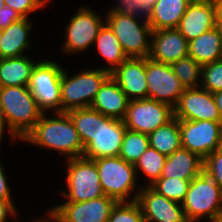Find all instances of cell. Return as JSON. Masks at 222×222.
Returning a JSON list of instances; mask_svg holds the SVG:
<instances>
[{
	"mask_svg": "<svg viewBox=\"0 0 222 222\" xmlns=\"http://www.w3.org/2000/svg\"><path fill=\"white\" fill-rule=\"evenodd\" d=\"M129 100L147 99L146 58H127L112 73Z\"/></svg>",
	"mask_w": 222,
	"mask_h": 222,
	"instance_id": "cell-17",
	"label": "cell"
},
{
	"mask_svg": "<svg viewBox=\"0 0 222 222\" xmlns=\"http://www.w3.org/2000/svg\"><path fill=\"white\" fill-rule=\"evenodd\" d=\"M5 7V1L0 0V10H2Z\"/></svg>",
	"mask_w": 222,
	"mask_h": 222,
	"instance_id": "cell-44",
	"label": "cell"
},
{
	"mask_svg": "<svg viewBox=\"0 0 222 222\" xmlns=\"http://www.w3.org/2000/svg\"><path fill=\"white\" fill-rule=\"evenodd\" d=\"M192 0H158L149 10L146 18L153 31L177 28Z\"/></svg>",
	"mask_w": 222,
	"mask_h": 222,
	"instance_id": "cell-22",
	"label": "cell"
},
{
	"mask_svg": "<svg viewBox=\"0 0 222 222\" xmlns=\"http://www.w3.org/2000/svg\"><path fill=\"white\" fill-rule=\"evenodd\" d=\"M203 171L222 189V147L204 159Z\"/></svg>",
	"mask_w": 222,
	"mask_h": 222,
	"instance_id": "cell-34",
	"label": "cell"
},
{
	"mask_svg": "<svg viewBox=\"0 0 222 222\" xmlns=\"http://www.w3.org/2000/svg\"><path fill=\"white\" fill-rule=\"evenodd\" d=\"M35 61L26 55L0 60V87L28 86Z\"/></svg>",
	"mask_w": 222,
	"mask_h": 222,
	"instance_id": "cell-25",
	"label": "cell"
},
{
	"mask_svg": "<svg viewBox=\"0 0 222 222\" xmlns=\"http://www.w3.org/2000/svg\"><path fill=\"white\" fill-rule=\"evenodd\" d=\"M98 54L110 64L104 69L112 73L128 57L124 53L121 44L109 26L104 23L94 41Z\"/></svg>",
	"mask_w": 222,
	"mask_h": 222,
	"instance_id": "cell-26",
	"label": "cell"
},
{
	"mask_svg": "<svg viewBox=\"0 0 222 222\" xmlns=\"http://www.w3.org/2000/svg\"><path fill=\"white\" fill-rule=\"evenodd\" d=\"M181 147L203 160L222 147V122L179 120Z\"/></svg>",
	"mask_w": 222,
	"mask_h": 222,
	"instance_id": "cell-11",
	"label": "cell"
},
{
	"mask_svg": "<svg viewBox=\"0 0 222 222\" xmlns=\"http://www.w3.org/2000/svg\"><path fill=\"white\" fill-rule=\"evenodd\" d=\"M107 12L104 21L118 38L126 56L148 58L151 41L147 37H151L153 30L147 21L146 14L119 4L109 8ZM138 17L143 18L142 24L137 21Z\"/></svg>",
	"mask_w": 222,
	"mask_h": 222,
	"instance_id": "cell-2",
	"label": "cell"
},
{
	"mask_svg": "<svg viewBox=\"0 0 222 222\" xmlns=\"http://www.w3.org/2000/svg\"><path fill=\"white\" fill-rule=\"evenodd\" d=\"M4 168H2L0 163V200L3 201H14L12 200L11 192L9 185L7 183V178L5 177V172L3 171Z\"/></svg>",
	"mask_w": 222,
	"mask_h": 222,
	"instance_id": "cell-39",
	"label": "cell"
},
{
	"mask_svg": "<svg viewBox=\"0 0 222 222\" xmlns=\"http://www.w3.org/2000/svg\"><path fill=\"white\" fill-rule=\"evenodd\" d=\"M64 68L54 61H40L32 69L28 89L39 109L61 113V77Z\"/></svg>",
	"mask_w": 222,
	"mask_h": 222,
	"instance_id": "cell-8",
	"label": "cell"
},
{
	"mask_svg": "<svg viewBox=\"0 0 222 222\" xmlns=\"http://www.w3.org/2000/svg\"><path fill=\"white\" fill-rule=\"evenodd\" d=\"M29 18H22L10 24L3 30L0 39V53L2 58L24 56L25 50L30 46L28 33L32 29Z\"/></svg>",
	"mask_w": 222,
	"mask_h": 222,
	"instance_id": "cell-23",
	"label": "cell"
},
{
	"mask_svg": "<svg viewBox=\"0 0 222 222\" xmlns=\"http://www.w3.org/2000/svg\"><path fill=\"white\" fill-rule=\"evenodd\" d=\"M66 113L83 143V157L94 160L119 156L127 129L123 120L106 117L90 107Z\"/></svg>",
	"mask_w": 222,
	"mask_h": 222,
	"instance_id": "cell-1",
	"label": "cell"
},
{
	"mask_svg": "<svg viewBox=\"0 0 222 222\" xmlns=\"http://www.w3.org/2000/svg\"><path fill=\"white\" fill-rule=\"evenodd\" d=\"M158 0H119V5L146 13Z\"/></svg>",
	"mask_w": 222,
	"mask_h": 222,
	"instance_id": "cell-36",
	"label": "cell"
},
{
	"mask_svg": "<svg viewBox=\"0 0 222 222\" xmlns=\"http://www.w3.org/2000/svg\"><path fill=\"white\" fill-rule=\"evenodd\" d=\"M111 76L104 68L86 69L73 76L64 69L61 77V112L89 108L102 84Z\"/></svg>",
	"mask_w": 222,
	"mask_h": 222,
	"instance_id": "cell-6",
	"label": "cell"
},
{
	"mask_svg": "<svg viewBox=\"0 0 222 222\" xmlns=\"http://www.w3.org/2000/svg\"><path fill=\"white\" fill-rule=\"evenodd\" d=\"M5 5L13 8L22 18H29L28 14L44 8L50 0H4Z\"/></svg>",
	"mask_w": 222,
	"mask_h": 222,
	"instance_id": "cell-35",
	"label": "cell"
},
{
	"mask_svg": "<svg viewBox=\"0 0 222 222\" xmlns=\"http://www.w3.org/2000/svg\"><path fill=\"white\" fill-rule=\"evenodd\" d=\"M117 201L101 196L83 202H65L49 209L61 222H107Z\"/></svg>",
	"mask_w": 222,
	"mask_h": 222,
	"instance_id": "cell-15",
	"label": "cell"
},
{
	"mask_svg": "<svg viewBox=\"0 0 222 222\" xmlns=\"http://www.w3.org/2000/svg\"><path fill=\"white\" fill-rule=\"evenodd\" d=\"M0 99L11 138L23 140L43 112L28 86L0 87Z\"/></svg>",
	"mask_w": 222,
	"mask_h": 222,
	"instance_id": "cell-4",
	"label": "cell"
},
{
	"mask_svg": "<svg viewBox=\"0 0 222 222\" xmlns=\"http://www.w3.org/2000/svg\"><path fill=\"white\" fill-rule=\"evenodd\" d=\"M94 162L105 195L117 202H128L132 192H137L135 189L138 176L134 164L119 156L97 158Z\"/></svg>",
	"mask_w": 222,
	"mask_h": 222,
	"instance_id": "cell-7",
	"label": "cell"
},
{
	"mask_svg": "<svg viewBox=\"0 0 222 222\" xmlns=\"http://www.w3.org/2000/svg\"><path fill=\"white\" fill-rule=\"evenodd\" d=\"M92 9L80 7L66 26L63 52L68 54L88 50L94 44L100 28L105 23Z\"/></svg>",
	"mask_w": 222,
	"mask_h": 222,
	"instance_id": "cell-13",
	"label": "cell"
},
{
	"mask_svg": "<svg viewBox=\"0 0 222 222\" xmlns=\"http://www.w3.org/2000/svg\"><path fill=\"white\" fill-rule=\"evenodd\" d=\"M149 146L147 134L126 129L119 157L128 163L135 164Z\"/></svg>",
	"mask_w": 222,
	"mask_h": 222,
	"instance_id": "cell-28",
	"label": "cell"
},
{
	"mask_svg": "<svg viewBox=\"0 0 222 222\" xmlns=\"http://www.w3.org/2000/svg\"><path fill=\"white\" fill-rule=\"evenodd\" d=\"M130 201L138 202L145 222H189L181 203L159 194L150 185L140 188Z\"/></svg>",
	"mask_w": 222,
	"mask_h": 222,
	"instance_id": "cell-14",
	"label": "cell"
},
{
	"mask_svg": "<svg viewBox=\"0 0 222 222\" xmlns=\"http://www.w3.org/2000/svg\"><path fill=\"white\" fill-rule=\"evenodd\" d=\"M178 120L222 122L213 94L202 87L186 88L174 107Z\"/></svg>",
	"mask_w": 222,
	"mask_h": 222,
	"instance_id": "cell-16",
	"label": "cell"
},
{
	"mask_svg": "<svg viewBox=\"0 0 222 222\" xmlns=\"http://www.w3.org/2000/svg\"><path fill=\"white\" fill-rule=\"evenodd\" d=\"M201 83L212 94L222 90V59L202 65Z\"/></svg>",
	"mask_w": 222,
	"mask_h": 222,
	"instance_id": "cell-33",
	"label": "cell"
},
{
	"mask_svg": "<svg viewBox=\"0 0 222 222\" xmlns=\"http://www.w3.org/2000/svg\"><path fill=\"white\" fill-rule=\"evenodd\" d=\"M2 33H3V30L0 29V39H1ZM1 59H2V55H1V53H0V60H1Z\"/></svg>",
	"mask_w": 222,
	"mask_h": 222,
	"instance_id": "cell-46",
	"label": "cell"
},
{
	"mask_svg": "<svg viewBox=\"0 0 222 222\" xmlns=\"http://www.w3.org/2000/svg\"><path fill=\"white\" fill-rule=\"evenodd\" d=\"M56 118H47V114L39 118L34 128L23 139L42 148L57 150L67 159L82 157L84 146L79 134L66 112L55 113Z\"/></svg>",
	"mask_w": 222,
	"mask_h": 222,
	"instance_id": "cell-3",
	"label": "cell"
},
{
	"mask_svg": "<svg viewBox=\"0 0 222 222\" xmlns=\"http://www.w3.org/2000/svg\"><path fill=\"white\" fill-rule=\"evenodd\" d=\"M188 56L201 65L222 59V41L219 28L214 27L189 41Z\"/></svg>",
	"mask_w": 222,
	"mask_h": 222,
	"instance_id": "cell-24",
	"label": "cell"
},
{
	"mask_svg": "<svg viewBox=\"0 0 222 222\" xmlns=\"http://www.w3.org/2000/svg\"><path fill=\"white\" fill-rule=\"evenodd\" d=\"M213 4H222V0H212Z\"/></svg>",
	"mask_w": 222,
	"mask_h": 222,
	"instance_id": "cell-45",
	"label": "cell"
},
{
	"mask_svg": "<svg viewBox=\"0 0 222 222\" xmlns=\"http://www.w3.org/2000/svg\"><path fill=\"white\" fill-rule=\"evenodd\" d=\"M214 27L216 26L213 1L192 0L177 29L188 41H191Z\"/></svg>",
	"mask_w": 222,
	"mask_h": 222,
	"instance_id": "cell-19",
	"label": "cell"
},
{
	"mask_svg": "<svg viewBox=\"0 0 222 222\" xmlns=\"http://www.w3.org/2000/svg\"><path fill=\"white\" fill-rule=\"evenodd\" d=\"M47 212H48V216H49V218L47 219V222H61L50 211H47Z\"/></svg>",
	"mask_w": 222,
	"mask_h": 222,
	"instance_id": "cell-43",
	"label": "cell"
},
{
	"mask_svg": "<svg viewBox=\"0 0 222 222\" xmlns=\"http://www.w3.org/2000/svg\"><path fill=\"white\" fill-rule=\"evenodd\" d=\"M170 66L185 89L201 86L202 65L190 56L181 58Z\"/></svg>",
	"mask_w": 222,
	"mask_h": 222,
	"instance_id": "cell-30",
	"label": "cell"
},
{
	"mask_svg": "<svg viewBox=\"0 0 222 222\" xmlns=\"http://www.w3.org/2000/svg\"><path fill=\"white\" fill-rule=\"evenodd\" d=\"M220 33H221V41H222V28H219Z\"/></svg>",
	"mask_w": 222,
	"mask_h": 222,
	"instance_id": "cell-48",
	"label": "cell"
},
{
	"mask_svg": "<svg viewBox=\"0 0 222 222\" xmlns=\"http://www.w3.org/2000/svg\"><path fill=\"white\" fill-rule=\"evenodd\" d=\"M128 103L129 99L126 94L110 76L96 93L90 108L99 111L106 117L123 120L126 115Z\"/></svg>",
	"mask_w": 222,
	"mask_h": 222,
	"instance_id": "cell-20",
	"label": "cell"
},
{
	"mask_svg": "<svg viewBox=\"0 0 222 222\" xmlns=\"http://www.w3.org/2000/svg\"><path fill=\"white\" fill-rule=\"evenodd\" d=\"M213 98H214L215 104L218 107V111H219L220 117L222 119V90L213 93Z\"/></svg>",
	"mask_w": 222,
	"mask_h": 222,
	"instance_id": "cell-42",
	"label": "cell"
},
{
	"mask_svg": "<svg viewBox=\"0 0 222 222\" xmlns=\"http://www.w3.org/2000/svg\"><path fill=\"white\" fill-rule=\"evenodd\" d=\"M149 58L171 65L188 56L189 41L177 28L159 29L152 32Z\"/></svg>",
	"mask_w": 222,
	"mask_h": 222,
	"instance_id": "cell-18",
	"label": "cell"
},
{
	"mask_svg": "<svg viewBox=\"0 0 222 222\" xmlns=\"http://www.w3.org/2000/svg\"><path fill=\"white\" fill-rule=\"evenodd\" d=\"M181 204L189 222H199L204 216L209 222L222 221V189L204 171L190 181Z\"/></svg>",
	"mask_w": 222,
	"mask_h": 222,
	"instance_id": "cell-5",
	"label": "cell"
},
{
	"mask_svg": "<svg viewBox=\"0 0 222 222\" xmlns=\"http://www.w3.org/2000/svg\"><path fill=\"white\" fill-rule=\"evenodd\" d=\"M190 181L177 177L159 178L150 186L166 198L182 203L187 194Z\"/></svg>",
	"mask_w": 222,
	"mask_h": 222,
	"instance_id": "cell-31",
	"label": "cell"
},
{
	"mask_svg": "<svg viewBox=\"0 0 222 222\" xmlns=\"http://www.w3.org/2000/svg\"><path fill=\"white\" fill-rule=\"evenodd\" d=\"M107 222H145L137 201L117 202Z\"/></svg>",
	"mask_w": 222,
	"mask_h": 222,
	"instance_id": "cell-32",
	"label": "cell"
},
{
	"mask_svg": "<svg viewBox=\"0 0 222 222\" xmlns=\"http://www.w3.org/2000/svg\"><path fill=\"white\" fill-rule=\"evenodd\" d=\"M173 117L170 105L147 98L129 100L123 121L128 130L149 135Z\"/></svg>",
	"mask_w": 222,
	"mask_h": 222,
	"instance_id": "cell-10",
	"label": "cell"
},
{
	"mask_svg": "<svg viewBox=\"0 0 222 222\" xmlns=\"http://www.w3.org/2000/svg\"><path fill=\"white\" fill-rule=\"evenodd\" d=\"M7 121L4 116L1 99H0V142L2 141L4 131L6 130Z\"/></svg>",
	"mask_w": 222,
	"mask_h": 222,
	"instance_id": "cell-41",
	"label": "cell"
},
{
	"mask_svg": "<svg viewBox=\"0 0 222 222\" xmlns=\"http://www.w3.org/2000/svg\"><path fill=\"white\" fill-rule=\"evenodd\" d=\"M166 159L167 156L149 146L134 164L136 173L143 172L150 180L146 185H152L160 178Z\"/></svg>",
	"mask_w": 222,
	"mask_h": 222,
	"instance_id": "cell-29",
	"label": "cell"
},
{
	"mask_svg": "<svg viewBox=\"0 0 222 222\" xmlns=\"http://www.w3.org/2000/svg\"><path fill=\"white\" fill-rule=\"evenodd\" d=\"M215 26L222 28V4H214Z\"/></svg>",
	"mask_w": 222,
	"mask_h": 222,
	"instance_id": "cell-40",
	"label": "cell"
},
{
	"mask_svg": "<svg viewBox=\"0 0 222 222\" xmlns=\"http://www.w3.org/2000/svg\"><path fill=\"white\" fill-rule=\"evenodd\" d=\"M67 160V188L61 194L67 202H83L105 196L102 190L99 173L93 159L76 157Z\"/></svg>",
	"mask_w": 222,
	"mask_h": 222,
	"instance_id": "cell-9",
	"label": "cell"
},
{
	"mask_svg": "<svg viewBox=\"0 0 222 222\" xmlns=\"http://www.w3.org/2000/svg\"><path fill=\"white\" fill-rule=\"evenodd\" d=\"M36 222H47V219H43V220H38V221H36Z\"/></svg>",
	"mask_w": 222,
	"mask_h": 222,
	"instance_id": "cell-47",
	"label": "cell"
},
{
	"mask_svg": "<svg viewBox=\"0 0 222 222\" xmlns=\"http://www.w3.org/2000/svg\"><path fill=\"white\" fill-rule=\"evenodd\" d=\"M148 98L174 108L185 88L168 64L146 58Z\"/></svg>",
	"mask_w": 222,
	"mask_h": 222,
	"instance_id": "cell-12",
	"label": "cell"
},
{
	"mask_svg": "<svg viewBox=\"0 0 222 222\" xmlns=\"http://www.w3.org/2000/svg\"><path fill=\"white\" fill-rule=\"evenodd\" d=\"M22 19V17L13 9L5 5L0 10V29H6L10 24Z\"/></svg>",
	"mask_w": 222,
	"mask_h": 222,
	"instance_id": "cell-37",
	"label": "cell"
},
{
	"mask_svg": "<svg viewBox=\"0 0 222 222\" xmlns=\"http://www.w3.org/2000/svg\"><path fill=\"white\" fill-rule=\"evenodd\" d=\"M204 160L185 148H180L167 156L160 178L192 180L203 172Z\"/></svg>",
	"mask_w": 222,
	"mask_h": 222,
	"instance_id": "cell-21",
	"label": "cell"
},
{
	"mask_svg": "<svg viewBox=\"0 0 222 222\" xmlns=\"http://www.w3.org/2000/svg\"><path fill=\"white\" fill-rule=\"evenodd\" d=\"M148 137L152 148L165 156L171 155L181 148L179 120L174 116L169 122L151 132Z\"/></svg>",
	"mask_w": 222,
	"mask_h": 222,
	"instance_id": "cell-27",
	"label": "cell"
},
{
	"mask_svg": "<svg viewBox=\"0 0 222 222\" xmlns=\"http://www.w3.org/2000/svg\"><path fill=\"white\" fill-rule=\"evenodd\" d=\"M13 201L0 200V222H6L7 216H16L17 208Z\"/></svg>",
	"mask_w": 222,
	"mask_h": 222,
	"instance_id": "cell-38",
	"label": "cell"
}]
</instances>
